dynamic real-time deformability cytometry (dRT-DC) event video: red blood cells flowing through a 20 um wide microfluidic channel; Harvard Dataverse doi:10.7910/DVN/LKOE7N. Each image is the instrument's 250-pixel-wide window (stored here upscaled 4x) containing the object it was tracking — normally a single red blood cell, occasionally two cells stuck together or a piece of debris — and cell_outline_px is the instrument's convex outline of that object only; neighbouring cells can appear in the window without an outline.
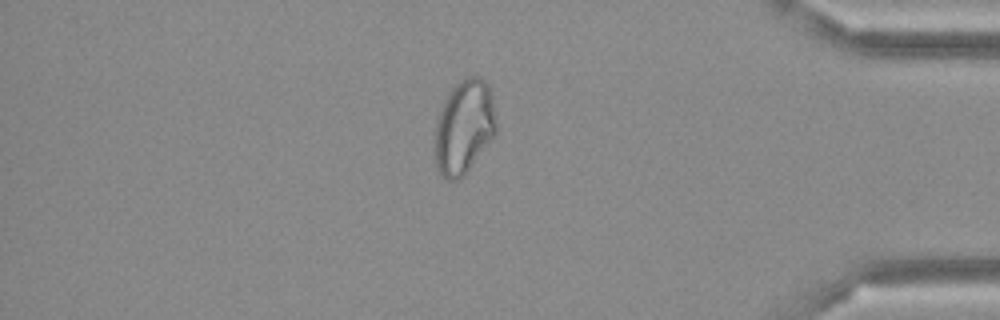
{"species": "Egyptian fruit bat (a non-hibernating species)", "species_latin": "Rousettus aegyptiacus", "temperature_condition": "cold", "stored_images_in_passage": 49, "camera_frame_rate_fps": 3000, "um_per_image_px": 0.085, "frame": {"image": 1, "passage_image": 42, "time_ms": 13.667, "image_size_px": [1000, 320], "cell_outline_px": [[496, 132], [464, 176], [460, 180], [448, 180], [440, 176], [436, 168], [436, 120], [440, 108], [448, 92], [460, 80], [468, 76], [480, 76], [488, 84], [492, 100], [496, 124]], "centroid_in_image_um": [39.42, 10.8], "position_along_channel_um": 395.8, "area_um2": 33.47}}